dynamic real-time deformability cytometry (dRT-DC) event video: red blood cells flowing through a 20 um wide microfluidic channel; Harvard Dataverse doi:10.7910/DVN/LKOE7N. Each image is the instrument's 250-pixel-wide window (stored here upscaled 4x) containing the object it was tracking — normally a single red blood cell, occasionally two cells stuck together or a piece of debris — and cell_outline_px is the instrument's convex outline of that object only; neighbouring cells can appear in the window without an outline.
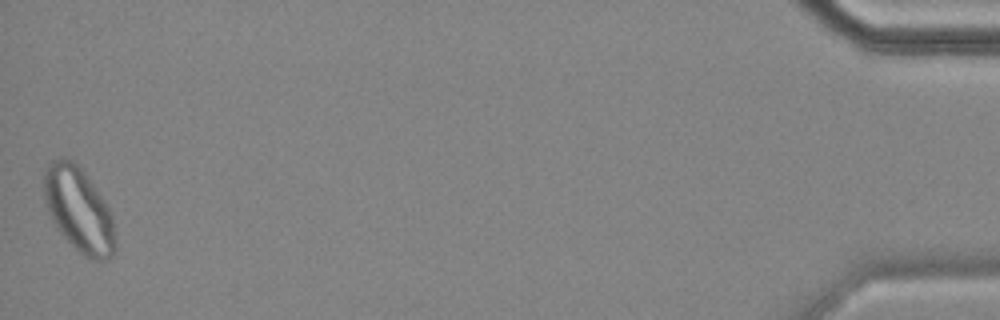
{"species": "common noctule bat (a hibernating species)", "species_latin": "Nyctalus noctula", "temperature_condition": "cold", "stored_images_in_passage": 49, "camera_frame_rate_fps": 3000, "um_per_image_px": 0.085, "animal": {"sex": "female", "body_mass_g": 18.4}, "frame": {"image": 1, "passage_image": 49, "time_ms": 16.0, "image_size_px": [1000, 320], "cell_outline_px": [[116, 248], [112, 256], [108, 260], [92, 260], [84, 256], [56, 228], [52, 220], [44, 196], [44, 172], [48, 164], [52, 160], [60, 156], [64, 156], [72, 160], [84, 172], [104, 200], [112, 216], [116, 244]], "centroid_in_image_um": [6.7, 17.82], "position_along_channel_um": 428.5, "area_um2": 34.91}, "authors_computed_cell_mechanics": {"area_um2": 28.2642, "velocity_mm_per_s": 3.479, "shape_relaxation_time_tau1_ms": null, "shape_relaxation_time_tau2_ms": 1.4422, "deformation_change_tau1": null, "deformation_change_tau2": 0.0645}}